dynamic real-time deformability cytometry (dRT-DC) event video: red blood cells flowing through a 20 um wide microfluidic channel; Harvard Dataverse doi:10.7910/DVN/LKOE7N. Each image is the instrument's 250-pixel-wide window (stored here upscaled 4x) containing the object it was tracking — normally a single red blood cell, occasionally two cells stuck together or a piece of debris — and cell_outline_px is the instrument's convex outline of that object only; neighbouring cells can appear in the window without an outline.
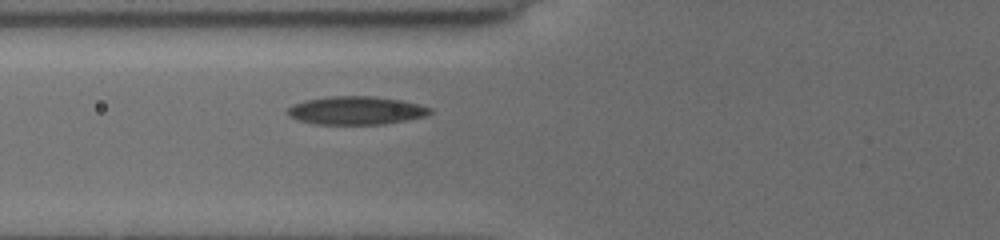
{"species": "common noctule bat (a hibernating species)", "species_latin": "Nyctalus noctula", "temperature_condition": "cold", "stored_images_in_passage": 2, "camera_frame_rate_fps": 3000, "um_per_image_px": 0.085, "animal": {"sex": "female", "body_mass_g": 19.5, "forearm_length_mm": 54.1}, "frame": {"image": 1, "passage_image": 2, "time_ms": 1.0, "image_size_px": [1000, 240], "cell_outline_px": [[432, 112], [428, 116], [384, 124], [316, 124], [296, 120], [288, 116], [288, 108], [292, 104], [304, 100], [328, 96], [372, 96], [400, 100], [432, 108]], "centroid_in_image_um": [30.24, 9.39], "position_along_channel_um": 95.6, "area_um2": 23.52}}